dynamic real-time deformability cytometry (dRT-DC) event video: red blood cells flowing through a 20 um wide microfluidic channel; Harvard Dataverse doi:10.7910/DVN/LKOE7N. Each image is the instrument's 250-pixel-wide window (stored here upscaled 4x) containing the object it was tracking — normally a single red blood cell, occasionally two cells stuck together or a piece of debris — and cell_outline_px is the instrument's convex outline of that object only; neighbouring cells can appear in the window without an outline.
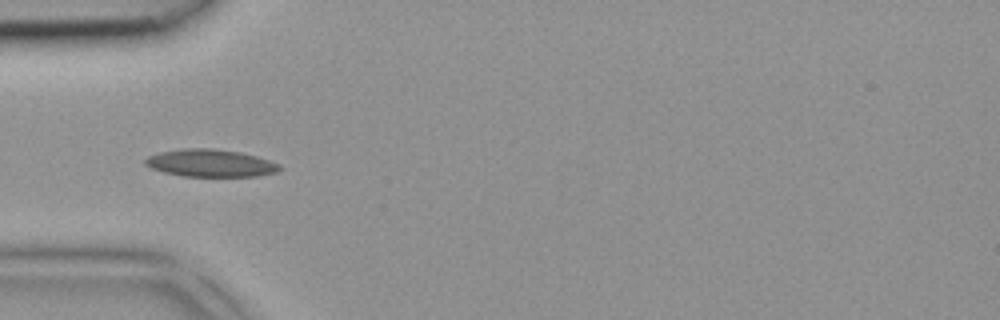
{"species": "common noctule bat (a hibernating species)", "species_latin": "Nyctalus noctula", "temperature_condition": "room temperature", "stored_images_in_passage": 5, "camera_frame_rate_fps": 3000, "um_per_image_px": 0.085, "animal": {"sex": "female", "body_mass_g": 18.4}, "frame": {"image": 1, "passage_image": 3, "time_ms": 0.667, "image_size_px": [1000, 320], "cell_outline_px": [[284, 168], [276, 172], [256, 176], [184, 176], [164, 172], [152, 168], [144, 164], [144, 160], [148, 156], [160, 152], [188, 148], [212, 148], [240, 152], [256, 156], [280, 164]], "centroid_in_image_um": [17.91, 13.86], "position_along_channel_um": 67.1, "area_um2": 21.39}}
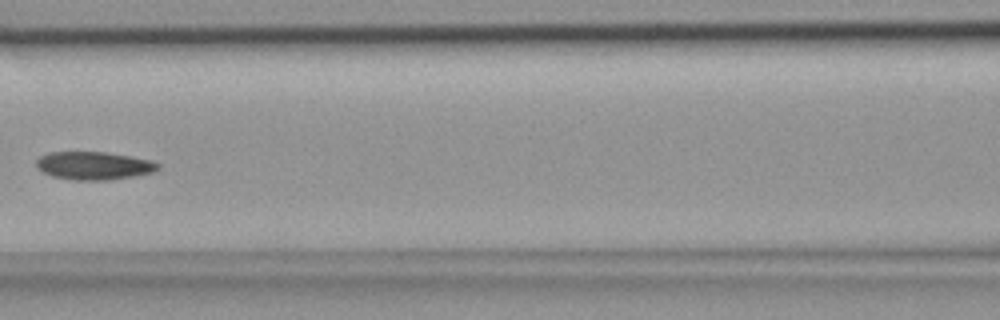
{"frame": {"image": 2, "passage_image": 5, "time_ms": 1.333, "image_size_px": [1000, 320], "cell_outline_px": [[160, 168], [152, 172], [136, 176], [108, 180], [72, 180], [52, 176], [36, 168], [36, 160], [40, 156], [48, 152], [108, 152], [132, 156], [152, 160], [160, 164]], "centroid_in_image_um": [7.99, 14.08], "position_along_channel_um": 158.6, "area_um2": 20.11}}